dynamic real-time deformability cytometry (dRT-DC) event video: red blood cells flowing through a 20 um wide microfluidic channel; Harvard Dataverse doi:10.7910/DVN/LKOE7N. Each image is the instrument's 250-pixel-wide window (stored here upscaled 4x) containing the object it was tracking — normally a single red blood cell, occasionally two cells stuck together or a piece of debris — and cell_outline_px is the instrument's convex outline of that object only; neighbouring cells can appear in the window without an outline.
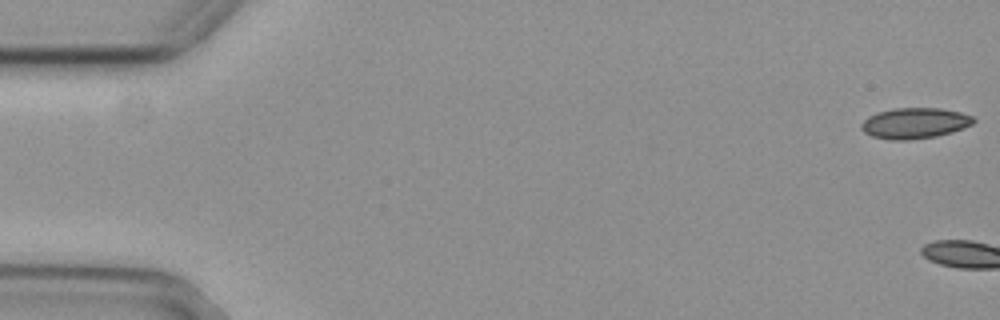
{"species": "common noctule bat (a hibernating species)", "species_latin": "Nyctalus noctula", "temperature_condition": "cold", "stored_images_in_passage": 3, "camera_frame_rate_fps": 3000, "um_per_image_px": 0.085, "animal": {"sex": "female", "body_mass_g": 29.2, "forearm_length_mm": 56.3}, "frame": {"image": 1, "passage_image": 1, "time_ms": 0.0, "image_size_px": [1000, 320], "cell_outline_px": [[976, 120], [972, 124], [964, 128], [952, 132], [936, 136], [908, 140], [888, 140], [872, 136], [864, 132], [860, 128], [860, 124], [868, 116], [876, 112], [892, 108], [940, 108], [960, 112], [972, 116]], "centroid_in_image_um": [77.72, 10.47], "position_along_channel_um": 7.3, "area_um2": 20.29}}